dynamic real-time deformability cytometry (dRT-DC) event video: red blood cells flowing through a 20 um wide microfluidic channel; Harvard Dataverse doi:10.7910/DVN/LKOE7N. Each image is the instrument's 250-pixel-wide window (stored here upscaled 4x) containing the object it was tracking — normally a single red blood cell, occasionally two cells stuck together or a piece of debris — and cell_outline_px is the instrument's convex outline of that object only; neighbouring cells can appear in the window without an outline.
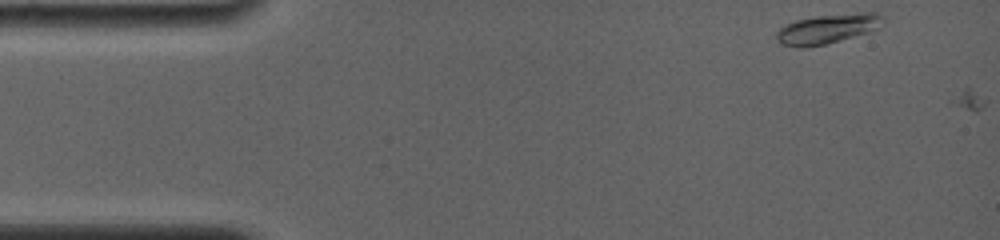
{"species": "common noctule bat (a hibernating species)", "species_latin": "Nyctalus noctula", "temperature_condition": "room temperature", "stored_images_in_passage": 2, "camera_frame_rate_fps": 4000, "um_per_image_px": 0.085, "animal": {"sex": "female", "body_mass_g": 19.0, "forearm_length_mm": 56.7}, "frame": {"image": 1, "passage_image": 1, "time_ms": 0.0, "image_size_px": [1000, 240], "cell_outline_px": [[884, 16], [876, 28], [868, 32], [840, 40], [824, 44], [804, 48], [796, 48], [780, 44], [776, 40], [776, 32], [784, 24], [796, 20], [816, 16], [864, 12], [876, 12]], "centroid_in_image_um": [70.25, 2.46], "position_along_channel_um": 14.7, "area_um2": 18.26}}